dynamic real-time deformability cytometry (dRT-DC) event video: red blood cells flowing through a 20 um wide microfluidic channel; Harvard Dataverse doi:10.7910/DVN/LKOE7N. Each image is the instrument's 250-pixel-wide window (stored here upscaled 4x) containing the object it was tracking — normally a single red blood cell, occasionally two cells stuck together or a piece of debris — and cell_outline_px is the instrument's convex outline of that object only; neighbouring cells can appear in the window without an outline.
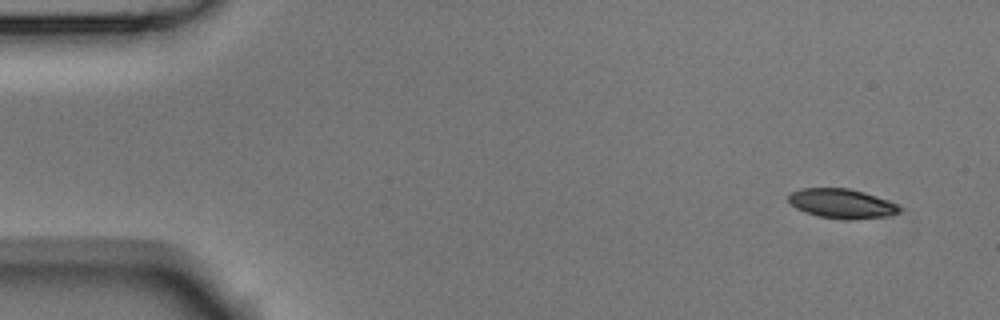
{"species": "Egyptian fruit bat (a non-hibernating species)", "species_latin": "Rousettus aegyptiacus", "temperature_condition": "room temperature", "stored_images_in_passage": 5, "camera_frame_rate_fps": 3000, "um_per_image_px": 0.085, "animal": {"sex": "male"}, "frame": {"image": 1, "passage_image": 1, "time_ms": 0.0, "image_size_px": [1000, 320], "cell_outline_px": [[900, 212], [892, 216], [852, 220], [840, 220], [820, 216], [804, 212], [796, 208], [788, 200], [788, 196], [792, 192], [800, 188], [848, 188], [864, 192], [888, 200], [896, 204], [900, 208]], "centroid_in_image_um": [71.57, 17.32], "position_along_channel_um": 13.4, "area_um2": 19.25}}